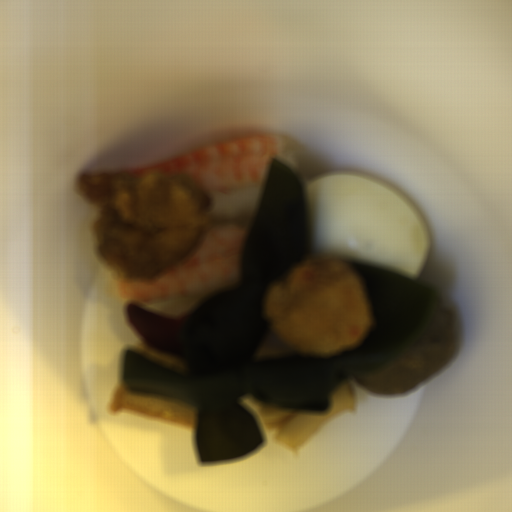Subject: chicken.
Returning a JSON list of instances; mask_svg holds the SVG:
<instances>
[{
    "label": "chicken",
    "mask_w": 512,
    "mask_h": 512,
    "mask_svg": "<svg viewBox=\"0 0 512 512\" xmlns=\"http://www.w3.org/2000/svg\"><path fill=\"white\" fill-rule=\"evenodd\" d=\"M263 313L279 341L316 358L360 345L372 321L357 276L327 256L299 263L270 284Z\"/></svg>",
    "instance_id": "chicken-2"
},
{
    "label": "chicken",
    "mask_w": 512,
    "mask_h": 512,
    "mask_svg": "<svg viewBox=\"0 0 512 512\" xmlns=\"http://www.w3.org/2000/svg\"><path fill=\"white\" fill-rule=\"evenodd\" d=\"M78 182L82 197L99 210L96 251L126 282L161 279L182 267L211 229L212 198L190 176L90 170Z\"/></svg>",
    "instance_id": "chicken-1"
}]
</instances>
